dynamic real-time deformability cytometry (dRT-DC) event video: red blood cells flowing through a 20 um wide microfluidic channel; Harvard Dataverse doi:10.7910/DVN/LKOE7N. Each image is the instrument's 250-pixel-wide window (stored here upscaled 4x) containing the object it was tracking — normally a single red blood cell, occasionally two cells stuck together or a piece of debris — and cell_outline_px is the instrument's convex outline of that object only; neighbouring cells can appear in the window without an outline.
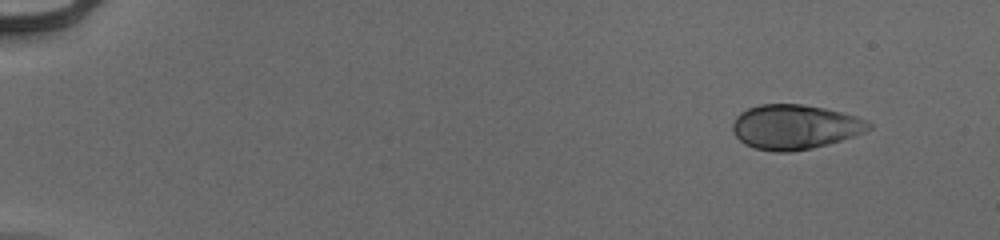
{"species": "human", "species_latin": "Homo sapiens", "temperature_condition": "cold", "stored_images_in_passage": 50, "camera_frame_rate_fps": 3000, "um_per_image_px": 0.085, "donor": {"sex": "male"}, "frame": {"image": 1, "passage_image": 1, "time_ms": 0.0, "image_size_px": [1000, 240], "cell_outline_px": [[872, 128], [864, 132], [840, 140], [812, 148], [788, 152], [776, 152], [756, 148], [744, 144], [736, 136], [732, 128], [732, 124], [736, 116], [740, 112], [748, 108], [760, 104], [800, 104], [824, 108], [856, 116], [868, 120], [872, 124]], "centroid_in_image_um": [67.55, 10.78], "position_along_channel_um": 17.4, "area_um2": 35.26}}
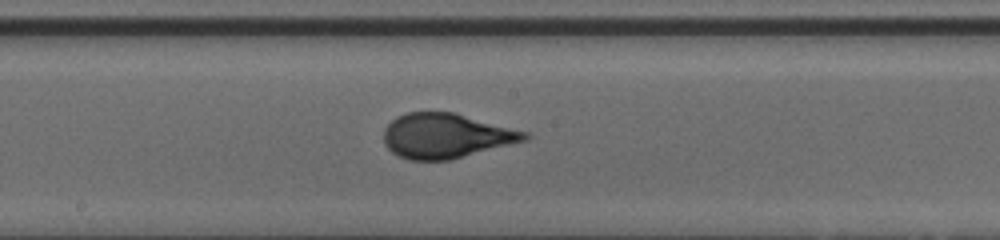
{"frame": {"image": 2, "passage_image": 27, "time_ms": 8.667, "image_size_px": [1000, 240], "cell_outline_px": [[532, 136], [528, 140], [448, 160], [408, 160], [396, 156], [384, 144], [384, 128], [396, 116], [408, 112], [456, 112], [532, 132]], "centroid_in_image_um": [37.97, 11.53], "position_along_channel_um": 210.2, "area_um2": 37.34}}
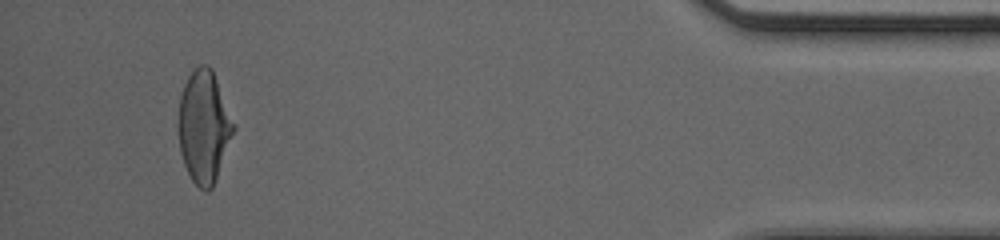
{"frame": {"image": 3, "passage_image": 47, "time_ms": 15.333, "image_size_px": [1000, 240], "cell_outline_px": [[236, 128], [212, 188], [208, 192], [204, 192], [192, 180], [184, 164], [180, 152], [176, 124], [180, 96], [184, 84], [188, 76], [200, 64], [208, 64], [212, 68], [236, 124]], "centroid_in_image_um": [17.32, 10.75], "position_along_channel_um": 417.9, "area_um2": 36.65}, "authors_computed_cell_mechanics": {"area_um2": 36.0094, "velocity_mm_per_s": 3.956, "shape_relaxation_time_tau1_ms": 6.1887, "shape_relaxation_time_tau2_ms": null, "deformation_change_tau1": 0.2366, "deformation_change_tau2": null}}